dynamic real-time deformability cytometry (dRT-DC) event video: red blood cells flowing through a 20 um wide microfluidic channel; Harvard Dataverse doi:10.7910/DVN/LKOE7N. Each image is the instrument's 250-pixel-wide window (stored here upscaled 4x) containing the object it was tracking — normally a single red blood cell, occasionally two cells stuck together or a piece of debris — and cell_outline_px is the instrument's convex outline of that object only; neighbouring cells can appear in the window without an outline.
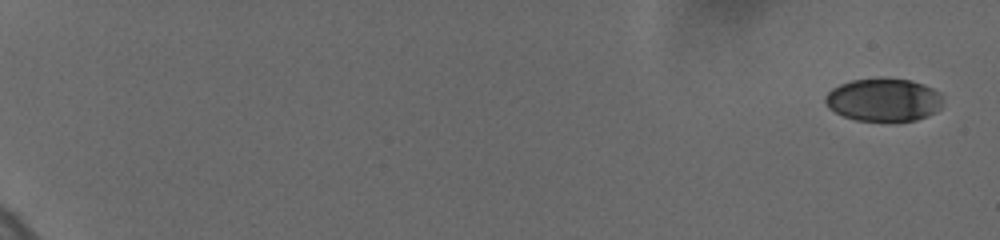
{"species": "human", "species_latin": "Homo sapiens", "temperature_condition": "cold", "stored_images_in_passage": 63, "camera_frame_rate_fps": 3000, "um_per_image_px": 0.085, "donor": {"sex": "female"}, "frame": {"image": 1, "passage_image": 1, "time_ms": 0.0, "image_size_px": [1000, 240], "cell_outline_px": [[940, 108], [936, 112], [928, 116], [916, 120], [856, 120], [844, 116], [828, 108], [824, 100], [824, 96], [832, 88], [840, 84], [852, 80], [908, 80], [924, 84], [940, 92]], "centroid_in_image_um": [75.09, 8.5], "position_along_channel_um": 9.9, "area_um2": 28.78}}
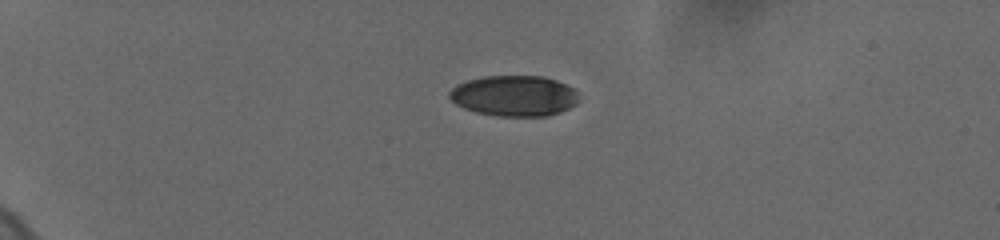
{"frame": {"image": 2, "passage_image": 36, "time_ms": 5.0, "image_size_px": [1000, 240], "cell_outline_px": [[580, 100], [576, 104], [560, 112], [548, 116], [496, 116], [476, 112], [464, 108], [456, 104], [448, 96], [448, 92], [456, 84], [468, 80], [484, 76], [544, 76], [556, 80], [576, 88], [580, 92]], "centroid_in_image_um": [43.75, 8.14], "position_along_channel_um": 41.2, "area_um2": 31.15}}
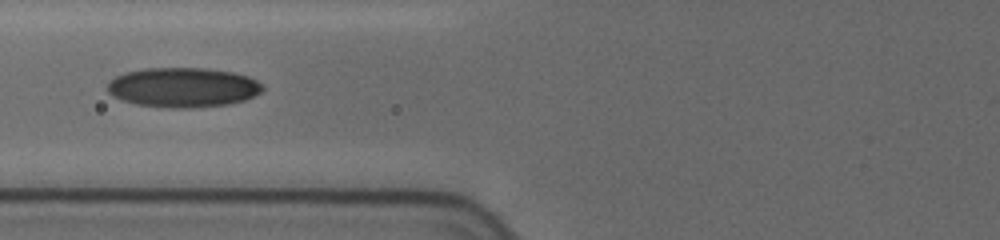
{"frame": {"image": 3, "passage_image": 62, "time_ms": 8.667, "image_size_px": [1000, 240], "cell_outline_px": [[264, 88], [260, 92], [244, 100], [228, 104], [192, 108], [172, 108], [136, 104], [120, 100], [112, 96], [108, 92], [108, 80], [124, 72], [144, 68], [208, 68], [232, 72], [248, 76], [256, 80]], "centroid_in_image_um": [15.51, 7.42], "position_along_channel_um": 110.3, "area_um2": 36.01}}